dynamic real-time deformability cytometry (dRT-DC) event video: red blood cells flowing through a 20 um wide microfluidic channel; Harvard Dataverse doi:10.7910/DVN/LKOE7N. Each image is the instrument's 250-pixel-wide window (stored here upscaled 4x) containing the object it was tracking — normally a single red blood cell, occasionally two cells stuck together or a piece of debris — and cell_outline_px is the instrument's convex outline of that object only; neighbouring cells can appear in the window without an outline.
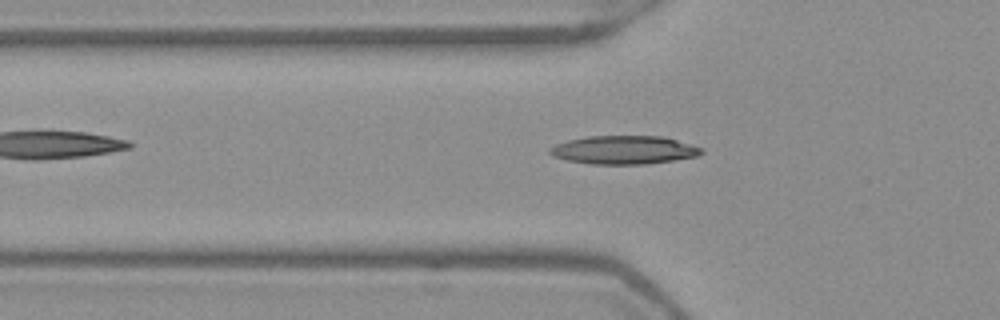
{"species": "Egyptian fruit bat (a non-hibernating species)", "species_latin": "Rousettus aegyptiacus", "temperature_condition": "warm", "stored_images_in_passage": 48, "camera_frame_rate_fps": 3000, "um_per_image_px": 0.085, "frame": {"image": 1, "passage_image": 18, "time_ms": 5.667, "image_size_px": [1000, 320], "cell_outline_px": [[704, 152], [696, 156], [672, 160], [644, 164], [592, 164], [568, 160], [556, 156], [548, 152], [548, 148], [556, 144], [568, 140], [588, 136], [664, 136], [704, 148]], "centroid_in_image_um": [53.05, 12.73], "position_along_channel_um": 72.7, "area_um2": 24.97}}
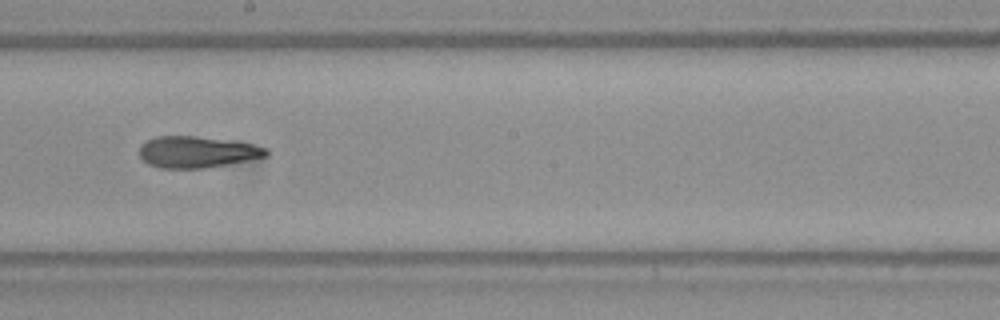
{"frame": {"image": 2, "passage_image": 30, "time_ms": 9.667, "image_size_px": [1000, 320], "cell_outline_px": [[268, 156], [204, 168], [160, 168], [148, 164], [140, 156], [140, 144], [156, 136], [196, 136], [252, 144], [268, 148]], "centroid_in_image_um": [16.72, 12.92], "position_along_channel_um": 231.5, "area_um2": 22.95}}
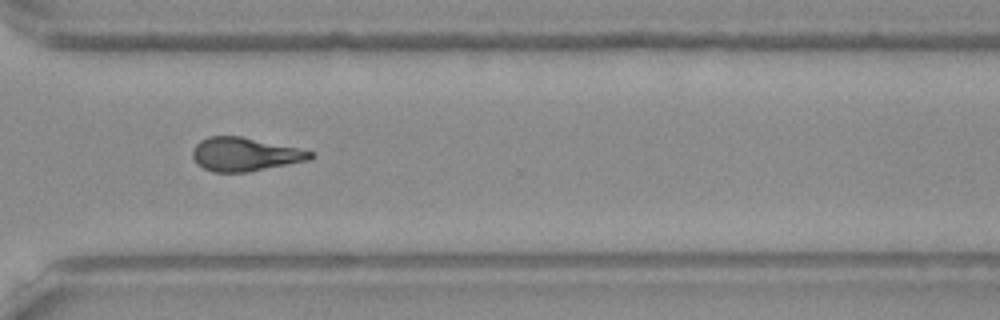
{"frame": {"image": 3, "passage_image": 39, "time_ms": 12.667, "image_size_px": [1000, 320], "cell_outline_px": [[316, 156], [308, 160], [248, 172], [212, 172], [196, 164], [192, 156], [192, 148], [200, 140], [208, 136], [240, 136], [296, 148], [312, 152]], "centroid_in_image_um": [20.75, 13.12], "position_along_channel_um": 349.9, "area_um2": 22.89}, "authors_computed_cell_mechanics": {"area_um2": 23.2356, "velocity_mm_per_s": 3.9448, "shape_relaxation_time_tau1_ms": null, "shape_relaxation_time_tau2_ms": 2.8746, "deformation_change_tau1": null, "deformation_change_tau2": 0.1199}}